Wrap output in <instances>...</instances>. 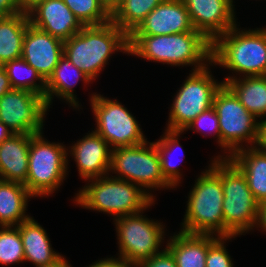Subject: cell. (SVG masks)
Wrapping results in <instances>:
<instances>
[{"label":"cell","mask_w":266,"mask_h":267,"mask_svg":"<svg viewBox=\"0 0 266 267\" xmlns=\"http://www.w3.org/2000/svg\"><path fill=\"white\" fill-rule=\"evenodd\" d=\"M83 26L102 25L111 21V11L104 0H63Z\"/></svg>","instance_id":"cell-30"},{"label":"cell","mask_w":266,"mask_h":267,"mask_svg":"<svg viewBox=\"0 0 266 267\" xmlns=\"http://www.w3.org/2000/svg\"><path fill=\"white\" fill-rule=\"evenodd\" d=\"M229 159L246 176L255 200L266 202V154L257 147H244L234 152Z\"/></svg>","instance_id":"cell-23"},{"label":"cell","mask_w":266,"mask_h":267,"mask_svg":"<svg viewBox=\"0 0 266 267\" xmlns=\"http://www.w3.org/2000/svg\"><path fill=\"white\" fill-rule=\"evenodd\" d=\"M23 242L25 262L37 266L56 262L62 255L51 247L46 230L35 221L34 217L17 226Z\"/></svg>","instance_id":"cell-22"},{"label":"cell","mask_w":266,"mask_h":267,"mask_svg":"<svg viewBox=\"0 0 266 267\" xmlns=\"http://www.w3.org/2000/svg\"><path fill=\"white\" fill-rule=\"evenodd\" d=\"M209 65L189 73L174 96L165 129L183 131L200 113L213 107V98L223 82H216Z\"/></svg>","instance_id":"cell-11"},{"label":"cell","mask_w":266,"mask_h":267,"mask_svg":"<svg viewBox=\"0 0 266 267\" xmlns=\"http://www.w3.org/2000/svg\"><path fill=\"white\" fill-rule=\"evenodd\" d=\"M233 237H219L209 248L206 257V267H233V262L230 254L226 249L227 240Z\"/></svg>","instance_id":"cell-33"},{"label":"cell","mask_w":266,"mask_h":267,"mask_svg":"<svg viewBox=\"0 0 266 267\" xmlns=\"http://www.w3.org/2000/svg\"><path fill=\"white\" fill-rule=\"evenodd\" d=\"M222 188L225 229L236 237L256 228L260 204L250 191L246 176L229 158H222Z\"/></svg>","instance_id":"cell-9"},{"label":"cell","mask_w":266,"mask_h":267,"mask_svg":"<svg viewBox=\"0 0 266 267\" xmlns=\"http://www.w3.org/2000/svg\"><path fill=\"white\" fill-rule=\"evenodd\" d=\"M44 0H16L21 13L28 14L33 8Z\"/></svg>","instance_id":"cell-39"},{"label":"cell","mask_w":266,"mask_h":267,"mask_svg":"<svg viewBox=\"0 0 266 267\" xmlns=\"http://www.w3.org/2000/svg\"><path fill=\"white\" fill-rule=\"evenodd\" d=\"M163 133V136L155 141L154 144L158 150L162 175L173 187L176 188L179 183H181L180 179H182L181 176L183 174L176 163L173 162L174 157L172 154L175 156L174 152L178 149L180 152H183L182 146L179 143V137L184 131L165 129V132ZM182 158L179 161L180 163L183 160Z\"/></svg>","instance_id":"cell-28"},{"label":"cell","mask_w":266,"mask_h":267,"mask_svg":"<svg viewBox=\"0 0 266 267\" xmlns=\"http://www.w3.org/2000/svg\"><path fill=\"white\" fill-rule=\"evenodd\" d=\"M136 267H177V264L170 250L164 247L161 252L140 262Z\"/></svg>","instance_id":"cell-34"},{"label":"cell","mask_w":266,"mask_h":267,"mask_svg":"<svg viewBox=\"0 0 266 267\" xmlns=\"http://www.w3.org/2000/svg\"><path fill=\"white\" fill-rule=\"evenodd\" d=\"M118 51L129 55V36L112 21L84 26L64 41V56L92 82Z\"/></svg>","instance_id":"cell-3"},{"label":"cell","mask_w":266,"mask_h":267,"mask_svg":"<svg viewBox=\"0 0 266 267\" xmlns=\"http://www.w3.org/2000/svg\"><path fill=\"white\" fill-rule=\"evenodd\" d=\"M191 23L210 42L226 33L236 23L235 9L230 0H182Z\"/></svg>","instance_id":"cell-14"},{"label":"cell","mask_w":266,"mask_h":267,"mask_svg":"<svg viewBox=\"0 0 266 267\" xmlns=\"http://www.w3.org/2000/svg\"><path fill=\"white\" fill-rule=\"evenodd\" d=\"M81 79L86 85L91 83L81 69L76 68L64 55L59 59L57 66L54 68L52 74L45 81V101L50 109L52 99L54 96L65 100L66 103L72 106L73 109L80 107L79 101L74 94V86Z\"/></svg>","instance_id":"cell-21"},{"label":"cell","mask_w":266,"mask_h":267,"mask_svg":"<svg viewBox=\"0 0 266 267\" xmlns=\"http://www.w3.org/2000/svg\"><path fill=\"white\" fill-rule=\"evenodd\" d=\"M162 1L123 0L111 12V21L129 36Z\"/></svg>","instance_id":"cell-27"},{"label":"cell","mask_w":266,"mask_h":267,"mask_svg":"<svg viewBox=\"0 0 266 267\" xmlns=\"http://www.w3.org/2000/svg\"><path fill=\"white\" fill-rule=\"evenodd\" d=\"M21 13L16 0H0V18Z\"/></svg>","instance_id":"cell-36"},{"label":"cell","mask_w":266,"mask_h":267,"mask_svg":"<svg viewBox=\"0 0 266 267\" xmlns=\"http://www.w3.org/2000/svg\"><path fill=\"white\" fill-rule=\"evenodd\" d=\"M110 174L112 177L139 185L154 200L151 190L173 189L161 172L160 158L154 142L112 149ZM151 189V190H150ZM147 190V191H146ZM150 191V192H149Z\"/></svg>","instance_id":"cell-8"},{"label":"cell","mask_w":266,"mask_h":267,"mask_svg":"<svg viewBox=\"0 0 266 267\" xmlns=\"http://www.w3.org/2000/svg\"><path fill=\"white\" fill-rule=\"evenodd\" d=\"M47 111L45 98L27 90L12 88L0 97V120L13 133L43 132Z\"/></svg>","instance_id":"cell-13"},{"label":"cell","mask_w":266,"mask_h":267,"mask_svg":"<svg viewBox=\"0 0 266 267\" xmlns=\"http://www.w3.org/2000/svg\"><path fill=\"white\" fill-rule=\"evenodd\" d=\"M69 147L67 154L74 158L79 176L85 182L109 174L112 148L94 130Z\"/></svg>","instance_id":"cell-16"},{"label":"cell","mask_w":266,"mask_h":267,"mask_svg":"<svg viewBox=\"0 0 266 267\" xmlns=\"http://www.w3.org/2000/svg\"><path fill=\"white\" fill-rule=\"evenodd\" d=\"M222 82L234 92L248 112L257 119H266V75L226 76Z\"/></svg>","instance_id":"cell-24"},{"label":"cell","mask_w":266,"mask_h":267,"mask_svg":"<svg viewBox=\"0 0 266 267\" xmlns=\"http://www.w3.org/2000/svg\"><path fill=\"white\" fill-rule=\"evenodd\" d=\"M213 108L218 116L220 147L224 154H227L218 155L216 158H229L244 146L254 147L256 145L260 121L245 109L226 84H222L216 91Z\"/></svg>","instance_id":"cell-7"},{"label":"cell","mask_w":266,"mask_h":267,"mask_svg":"<svg viewBox=\"0 0 266 267\" xmlns=\"http://www.w3.org/2000/svg\"><path fill=\"white\" fill-rule=\"evenodd\" d=\"M28 17L34 27L63 42L84 27L63 0H44L28 13Z\"/></svg>","instance_id":"cell-18"},{"label":"cell","mask_w":266,"mask_h":267,"mask_svg":"<svg viewBox=\"0 0 266 267\" xmlns=\"http://www.w3.org/2000/svg\"><path fill=\"white\" fill-rule=\"evenodd\" d=\"M123 0H104L107 8L112 12Z\"/></svg>","instance_id":"cell-43"},{"label":"cell","mask_w":266,"mask_h":267,"mask_svg":"<svg viewBox=\"0 0 266 267\" xmlns=\"http://www.w3.org/2000/svg\"><path fill=\"white\" fill-rule=\"evenodd\" d=\"M43 136V132L32 134L30 139L28 174L24 185L34 197L50 196L68 175L69 147L50 142Z\"/></svg>","instance_id":"cell-6"},{"label":"cell","mask_w":266,"mask_h":267,"mask_svg":"<svg viewBox=\"0 0 266 267\" xmlns=\"http://www.w3.org/2000/svg\"><path fill=\"white\" fill-rule=\"evenodd\" d=\"M13 132L0 120V143L5 141Z\"/></svg>","instance_id":"cell-41"},{"label":"cell","mask_w":266,"mask_h":267,"mask_svg":"<svg viewBox=\"0 0 266 267\" xmlns=\"http://www.w3.org/2000/svg\"><path fill=\"white\" fill-rule=\"evenodd\" d=\"M169 238L166 247L174 256L177 267H206L208 248L219 237L179 231Z\"/></svg>","instance_id":"cell-20"},{"label":"cell","mask_w":266,"mask_h":267,"mask_svg":"<svg viewBox=\"0 0 266 267\" xmlns=\"http://www.w3.org/2000/svg\"><path fill=\"white\" fill-rule=\"evenodd\" d=\"M90 97L96 122L94 131L104 138L112 149L135 146L147 141L134 115L119 101L97 93Z\"/></svg>","instance_id":"cell-12"},{"label":"cell","mask_w":266,"mask_h":267,"mask_svg":"<svg viewBox=\"0 0 266 267\" xmlns=\"http://www.w3.org/2000/svg\"><path fill=\"white\" fill-rule=\"evenodd\" d=\"M237 26L211 42V65L231 70L239 78L266 75V27L240 31Z\"/></svg>","instance_id":"cell-4"},{"label":"cell","mask_w":266,"mask_h":267,"mask_svg":"<svg viewBox=\"0 0 266 267\" xmlns=\"http://www.w3.org/2000/svg\"><path fill=\"white\" fill-rule=\"evenodd\" d=\"M68 260L62 255L56 262L37 267H69Z\"/></svg>","instance_id":"cell-42"},{"label":"cell","mask_w":266,"mask_h":267,"mask_svg":"<svg viewBox=\"0 0 266 267\" xmlns=\"http://www.w3.org/2000/svg\"><path fill=\"white\" fill-rule=\"evenodd\" d=\"M87 267H136L135 265L128 263L125 259L114 257L104 258L103 260H97Z\"/></svg>","instance_id":"cell-35"},{"label":"cell","mask_w":266,"mask_h":267,"mask_svg":"<svg viewBox=\"0 0 266 267\" xmlns=\"http://www.w3.org/2000/svg\"><path fill=\"white\" fill-rule=\"evenodd\" d=\"M87 182L75 195L74 203L88 210L113 215V220L148 210L155 202L139 185L109 174Z\"/></svg>","instance_id":"cell-5"},{"label":"cell","mask_w":266,"mask_h":267,"mask_svg":"<svg viewBox=\"0 0 266 267\" xmlns=\"http://www.w3.org/2000/svg\"><path fill=\"white\" fill-rule=\"evenodd\" d=\"M194 29L182 0H163L130 35H169Z\"/></svg>","instance_id":"cell-17"},{"label":"cell","mask_w":266,"mask_h":267,"mask_svg":"<svg viewBox=\"0 0 266 267\" xmlns=\"http://www.w3.org/2000/svg\"><path fill=\"white\" fill-rule=\"evenodd\" d=\"M64 55V42L29 24L21 57L46 81Z\"/></svg>","instance_id":"cell-15"},{"label":"cell","mask_w":266,"mask_h":267,"mask_svg":"<svg viewBox=\"0 0 266 267\" xmlns=\"http://www.w3.org/2000/svg\"><path fill=\"white\" fill-rule=\"evenodd\" d=\"M32 134L13 133L0 143V179L25 184Z\"/></svg>","instance_id":"cell-19"},{"label":"cell","mask_w":266,"mask_h":267,"mask_svg":"<svg viewBox=\"0 0 266 267\" xmlns=\"http://www.w3.org/2000/svg\"><path fill=\"white\" fill-rule=\"evenodd\" d=\"M263 229L266 232V202L259 205L258 219L256 228Z\"/></svg>","instance_id":"cell-40"},{"label":"cell","mask_w":266,"mask_h":267,"mask_svg":"<svg viewBox=\"0 0 266 267\" xmlns=\"http://www.w3.org/2000/svg\"><path fill=\"white\" fill-rule=\"evenodd\" d=\"M3 67L13 89L27 90L45 98V80L22 57L6 62Z\"/></svg>","instance_id":"cell-29"},{"label":"cell","mask_w":266,"mask_h":267,"mask_svg":"<svg viewBox=\"0 0 266 267\" xmlns=\"http://www.w3.org/2000/svg\"><path fill=\"white\" fill-rule=\"evenodd\" d=\"M255 147L266 154V119L260 120L258 139Z\"/></svg>","instance_id":"cell-37"},{"label":"cell","mask_w":266,"mask_h":267,"mask_svg":"<svg viewBox=\"0 0 266 267\" xmlns=\"http://www.w3.org/2000/svg\"><path fill=\"white\" fill-rule=\"evenodd\" d=\"M25 261L23 242L17 226H0V265Z\"/></svg>","instance_id":"cell-31"},{"label":"cell","mask_w":266,"mask_h":267,"mask_svg":"<svg viewBox=\"0 0 266 267\" xmlns=\"http://www.w3.org/2000/svg\"><path fill=\"white\" fill-rule=\"evenodd\" d=\"M129 54L171 66L204 69L211 63V42L200 31L169 35H129Z\"/></svg>","instance_id":"cell-1"},{"label":"cell","mask_w":266,"mask_h":267,"mask_svg":"<svg viewBox=\"0 0 266 267\" xmlns=\"http://www.w3.org/2000/svg\"><path fill=\"white\" fill-rule=\"evenodd\" d=\"M198 176L188 195L187 209L180 231L233 237L226 229L222 203V158L214 157Z\"/></svg>","instance_id":"cell-2"},{"label":"cell","mask_w":266,"mask_h":267,"mask_svg":"<svg viewBox=\"0 0 266 267\" xmlns=\"http://www.w3.org/2000/svg\"><path fill=\"white\" fill-rule=\"evenodd\" d=\"M29 24L26 13L0 18V65L21 57L23 39Z\"/></svg>","instance_id":"cell-26"},{"label":"cell","mask_w":266,"mask_h":267,"mask_svg":"<svg viewBox=\"0 0 266 267\" xmlns=\"http://www.w3.org/2000/svg\"><path fill=\"white\" fill-rule=\"evenodd\" d=\"M142 210L114 220L119 245V257L137 266L161 252L165 225L144 216Z\"/></svg>","instance_id":"cell-10"},{"label":"cell","mask_w":266,"mask_h":267,"mask_svg":"<svg viewBox=\"0 0 266 267\" xmlns=\"http://www.w3.org/2000/svg\"><path fill=\"white\" fill-rule=\"evenodd\" d=\"M193 130V132H199L204 137L207 136V133H203V131L213 134L216 136V142L220 146V129L218 116L213 107L210 109L200 113L192 122H190L187 127L183 131ZM210 131V132H209Z\"/></svg>","instance_id":"cell-32"},{"label":"cell","mask_w":266,"mask_h":267,"mask_svg":"<svg viewBox=\"0 0 266 267\" xmlns=\"http://www.w3.org/2000/svg\"><path fill=\"white\" fill-rule=\"evenodd\" d=\"M33 197L24 184L0 179V226H18L28 220L27 204Z\"/></svg>","instance_id":"cell-25"},{"label":"cell","mask_w":266,"mask_h":267,"mask_svg":"<svg viewBox=\"0 0 266 267\" xmlns=\"http://www.w3.org/2000/svg\"><path fill=\"white\" fill-rule=\"evenodd\" d=\"M232 7L235 9V5L233 4V0H230Z\"/></svg>","instance_id":"cell-44"},{"label":"cell","mask_w":266,"mask_h":267,"mask_svg":"<svg viewBox=\"0 0 266 267\" xmlns=\"http://www.w3.org/2000/svg\"><path fill=\"white\" fill-rule=\"evenodd\" d=\"M11 84L3 65H0V97L11 90Z\"/></svg>","instance_id":"cell-38"}]
</instances>
